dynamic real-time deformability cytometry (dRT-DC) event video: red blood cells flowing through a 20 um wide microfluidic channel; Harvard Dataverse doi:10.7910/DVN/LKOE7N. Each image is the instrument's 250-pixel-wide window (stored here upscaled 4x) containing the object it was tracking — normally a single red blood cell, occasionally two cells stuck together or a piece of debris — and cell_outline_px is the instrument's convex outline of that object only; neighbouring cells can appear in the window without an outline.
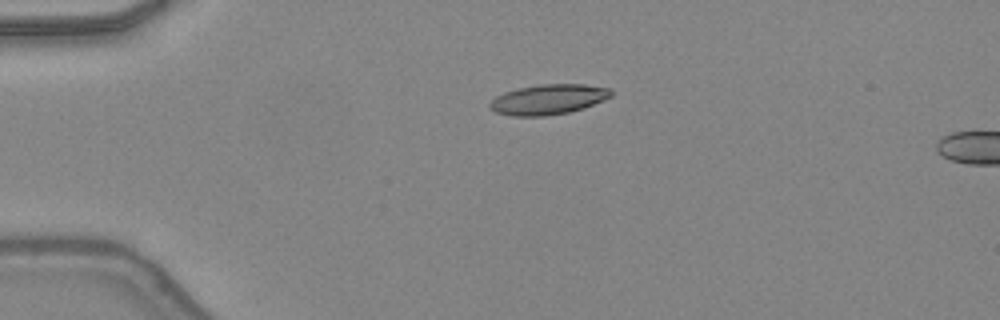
{"species": "common noctule bat (a hibernating species)", "species_latin": "Nyctalus noctula", "temperature_condition": "warm", "stored_images_in_passage": 4, "camera_frame_rate_fps": 3000, "um_per_image_px": 0.085, "animal": {"sex": "female", "body_mass_g": 24.6, "forearm_length_mm": 56.2}, "frame": {"image": 1, "passage_image": 1, "time_ms": 0.0, "image_size_px": [1000, 320], "cell_outline_px": [[612, 96], [584, 108], [568, 112], [544, 116], [512, 116], [496, 112], [488, 108], [488, 104], [496, 96], [504, 92], [516, 88], [540, 84], [584, 84], [612, 88]], "centroid_in_image_um": [46.59, 8.44], "position_along_channel_um": 38.4, "area_um2": 21.44}}